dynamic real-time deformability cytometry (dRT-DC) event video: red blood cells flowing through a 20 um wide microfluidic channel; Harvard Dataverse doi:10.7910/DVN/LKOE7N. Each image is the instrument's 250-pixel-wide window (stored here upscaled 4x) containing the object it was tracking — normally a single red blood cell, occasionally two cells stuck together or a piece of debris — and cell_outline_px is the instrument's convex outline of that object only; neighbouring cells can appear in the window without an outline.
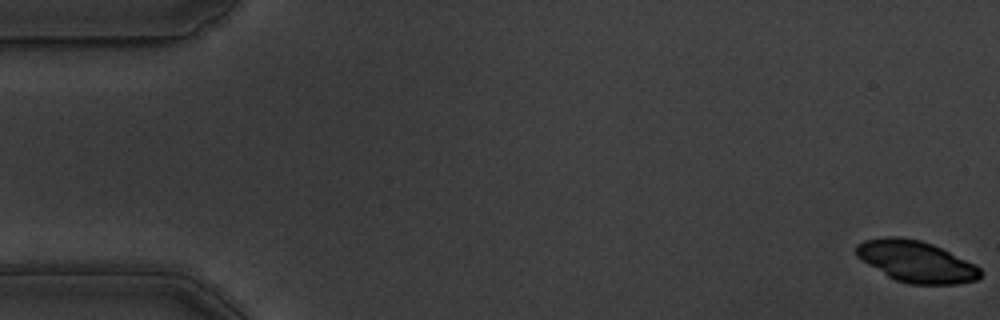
{"species": "common noctule bat (a hibernating species)", "species_latin": "Nyctalus noctula", "temperature_condition": "warm", "stored_images_in_passage": 55, "camera_frame_rate_fps": 3000, "um_per_image_px": 0.085, "animal": {"sex": "male", "body_mass_g": 19.5, "forearm_length_mm": 54.6}, "frame": {"image": 1, "passage_image": 1, "time_ms": 0.0, "image_size_px": [1000, 320], "cell_outline_px": [[984, 272], [976, 280], [956, 284], [908, 284], [896, 280], [888, 276], [868, 264], [856, 256], [856, 244], [864, 240], [884, 236], [900, 236], [920, 240], [932, 244], [980, 268]], "centroid_in_image_um": [77.83, 22.22], "position_along_channel_um": 7.2, "area_um2": 29.65}}
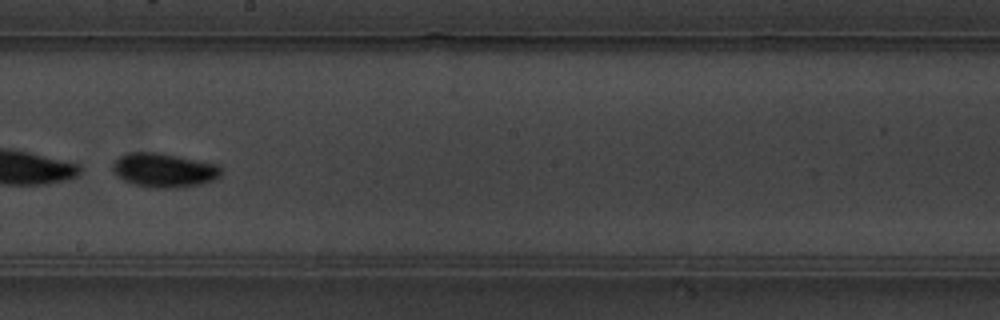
{"frame": {"image": 2, "passage_image": 32, "time_ms": 10.333, "image_size_px": [1000, 320], "cell_outline_px": [[220, 176], [212, 180], [200, 184], [176, 188], [156, 188], [136, 184], [124, 180], [116, 176], [112, 172], [112, 164], [120, 156], [128, 152], [160, 152], [216, 164], [220, 168]], "centroid_in_image_um": [13.89, 14.45], "position_along_channel_um": 234.3, "area_um2": 21.44}}